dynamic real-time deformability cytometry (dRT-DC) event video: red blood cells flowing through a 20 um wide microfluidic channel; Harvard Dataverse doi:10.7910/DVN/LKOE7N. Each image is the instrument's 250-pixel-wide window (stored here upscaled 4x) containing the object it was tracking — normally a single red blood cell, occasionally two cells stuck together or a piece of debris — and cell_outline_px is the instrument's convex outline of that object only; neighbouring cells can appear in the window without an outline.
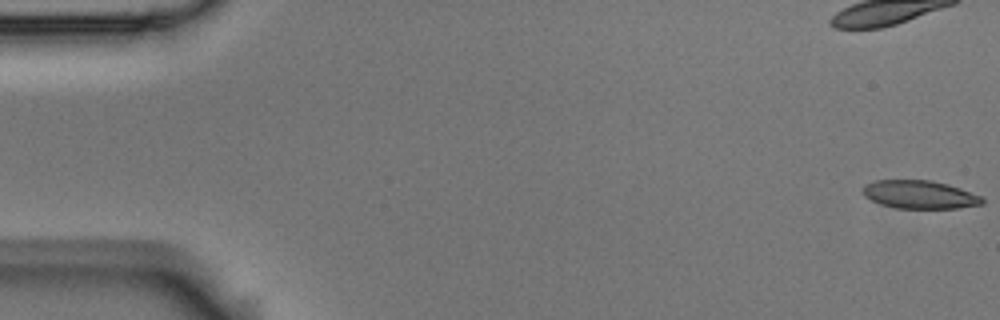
{"species": "Egyptian fruit bat (a non-hibernating species)", "species_latin": "Rousettus aegyptiacus", "temperature_condition": "room temperature", "stored_images_in_passage": 14, "camera_frame_rate_fps": 3000, "um_per_image_px": 0.085, "animal": {"sex": "male"}, "frame": {"image": 1, "passage_image": 1, "time_ms": 0.0, "image_size_px": [1000, 320], "cell_outline_px": [[984, 204], [956, 208], [896, 208], [880, 204], [864, 196], [860, 192], [864, 184], [876, 180], [928, 180], [948, 184], [960, 188], [980, 196], [984, 200]], "centroid_in_image_um": [78.12, 16.53], "position_along_channel_um": 6.9, "area_um2": 19.65}}